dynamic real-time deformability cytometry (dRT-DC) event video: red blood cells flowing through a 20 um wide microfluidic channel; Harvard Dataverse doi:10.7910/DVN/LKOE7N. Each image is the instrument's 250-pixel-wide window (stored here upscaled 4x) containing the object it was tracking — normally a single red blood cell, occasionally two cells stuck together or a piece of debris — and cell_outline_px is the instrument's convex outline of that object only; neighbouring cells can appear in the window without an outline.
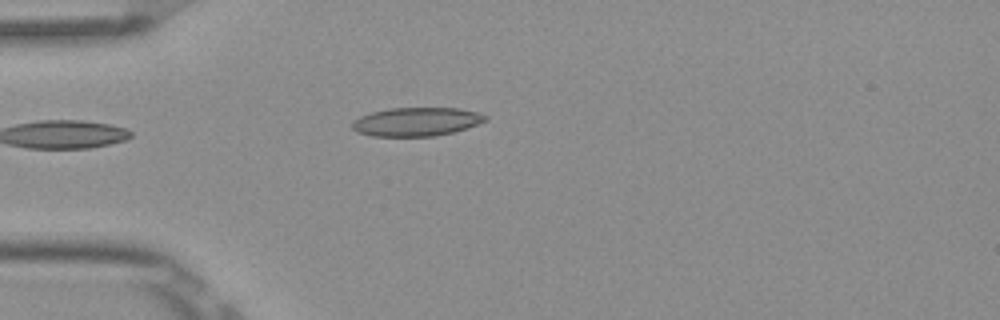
{"species": "Egyptian fruit bat (a non-hibernating species)", "species_latin": "Rousettus aegyptiacus", "temperature_condition": "room temperature", "stored_images_in_passage": 3, "camera_frame_rate_fps": 3000, "um_per_image_px": 0.085, "frame": {"image": 1, "passage_image": 1, "time_ms": 0.0, "image_size_px": [1000, 320], "cell_outline_px": [[488, 120], [452, 132], [432, 136], [372, 136], [356, 132], [352, 128], [352, 120], [360, 116], [372, 112], [388, 108], [460, 108], [476, 112], [488, 116]], "centroid_in_image_um": [35.35, 10.34], "position_along_channel_um": 49.6, "area_um2": 22.14}}
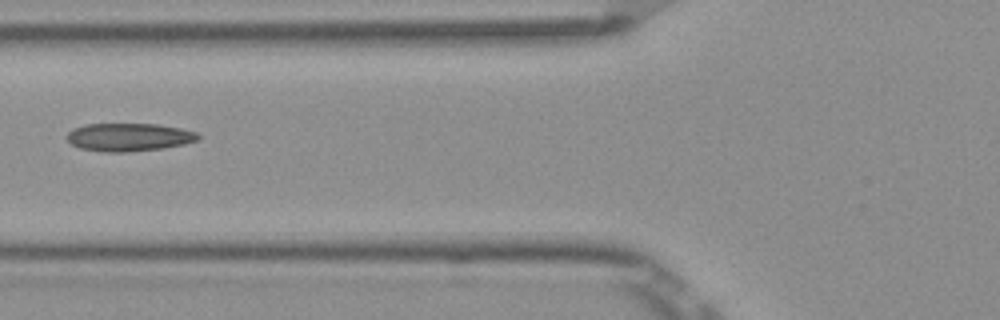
{"frame": {"image": 2, "passage_image": 3, "time_ms": 0.667, "image_size_px": [1000, 320], "cell_outline_px": [[200, 136], [196, 140], [184, 144], [164, 148], [124, 152], [108, 152], [80, 148], [72, 144], [64, 136], [72, 128], [84, 124], [156, 124], [180, 128], [196, 132]], "centroid_in_image_um": [10.91, 11.65], "position_along_channel_um": 114.9, "area_um2": 21.39}}